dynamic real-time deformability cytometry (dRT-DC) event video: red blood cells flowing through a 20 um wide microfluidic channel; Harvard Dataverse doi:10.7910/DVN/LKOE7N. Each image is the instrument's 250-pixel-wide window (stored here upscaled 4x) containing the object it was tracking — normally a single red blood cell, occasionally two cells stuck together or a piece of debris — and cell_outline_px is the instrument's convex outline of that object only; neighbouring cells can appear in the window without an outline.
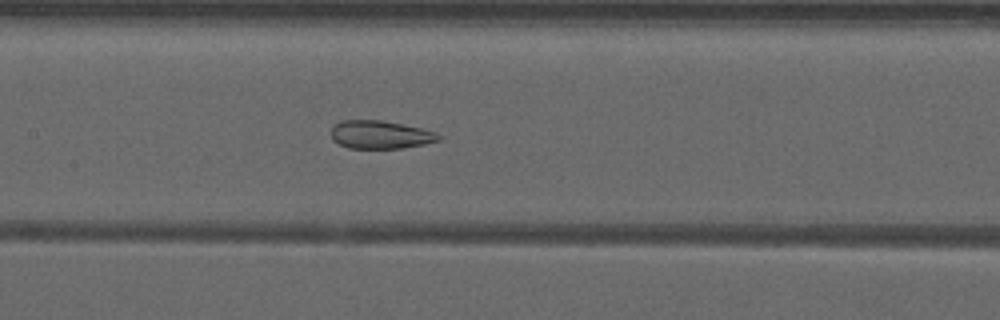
{"species": "common noctule bat (a hibernating species)", "species_latin": "Nyctalus noctula", "temperature_condition": "warm", "stored_images_in_passage": 32, "camera_frame_rate_fps": 3000, "um_per_image_px": 0.085, "animal": {"sex": "male", "forearm_length_mm": 52.5}, "frame": {"image": 1, "passage_image": 16, "time_ms": 5.0, "image_size_px": [1000, 320], "cell_outline_px": [[440, 140], [424, 144], [400, 148], [348, 148], [332, 140], [332, 124], [340, 120], [380, 120], [420, 128], [436, 132], [440, 136]], "centroid_in_image_um": [32.28, 11.44], "position_along_channel_um": 175.1, "area_um2": 17.51}}
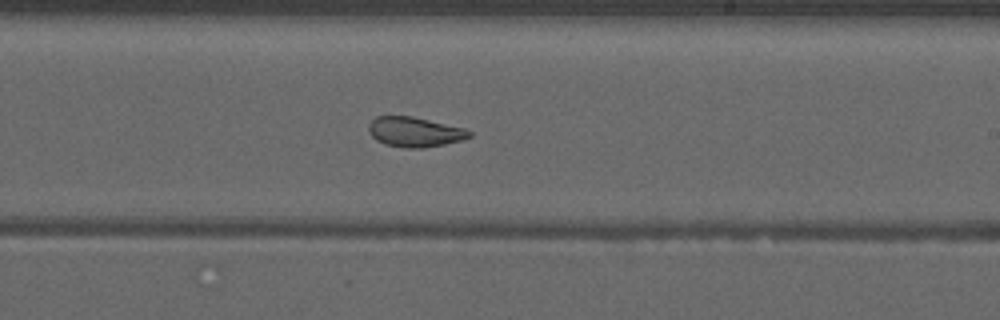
{"frame": {"image": 2, "passage_image": 22, "time_ms": 7.0, "image_size_px": [1000, 320], "cell_outline_px": [[472, 136], [460, 140], [444, 144], [424, 148], [404, 148], [384, 144], [376, 140], [368, 132], [368, 124], [376, 116], [412, 116], [464, 128], [472, 132]], "centroid_in_image_um": [35.22, 11.22], "position_along_channel_um": 253.8, "area_um2": 17.57}}
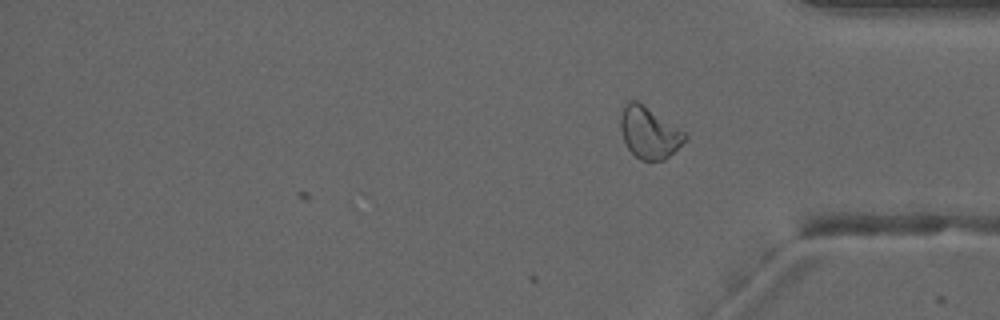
{"frame": {"image": 3, "passage_image": 32, "time_ms": 10.333, "image_size_px": [1000, 320], "cell_outline_px": [[688, 136], [664, 160], [640, 160], [628, 148], [624, 140], [620, 128], [620, 116], [624, 104], [628, 100], [636, 100], [644, 104], [684, 132]], "centroid_in_image_um": [55.13, 11.24], "position_along_channel_um": 380.1, "area_um2": 19.02}, "authors_computed_cell_mechanics": {"area_um2": 18.2648, "velocity_mm_per_s": 3.9598, "shape_relaxation_time_tau1_ms": null, "shape_relaxation_time_tau2_ms": 1.0921, "deformation_change_tau1": null, "deformation_change_tau2": 0.0773}}